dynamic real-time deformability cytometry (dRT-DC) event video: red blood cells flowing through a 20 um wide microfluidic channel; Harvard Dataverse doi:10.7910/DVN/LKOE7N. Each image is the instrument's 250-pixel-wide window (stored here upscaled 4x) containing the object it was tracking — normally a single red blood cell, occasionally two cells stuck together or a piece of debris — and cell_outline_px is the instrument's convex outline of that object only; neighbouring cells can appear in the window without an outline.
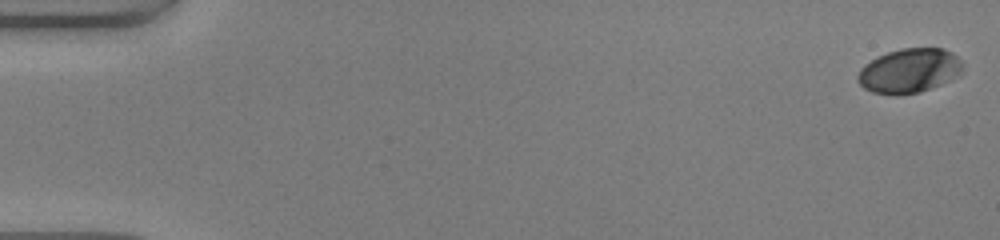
{"species": "human", "species_latin": "Homo sapiens", "temperature_condition": "warm", "stored_images_in_passage": 51, "camera_frame_rate_fps": 3000, "um_per_image_px": 0.085, "donor": {"sex": "male"}, "frame": {"image": 1, "passage_image": 1, "time_ms": 0.0, "image_size_px": [1000, 240], "cell_outline_px": [[964, 72], [960, 76], [920, 92], [900, 96], [896, 96], [872, 92], [864, 88], [856, 80], [856, 76], [860, 68], [864, 64], [876, 56], [900, 48], [944, 48], [952, 52], [960, 60]], "centroid_in_image_um": [77.27, 6.02], "position_along_channel_um": 7.7, "area_um2": 27.63}}
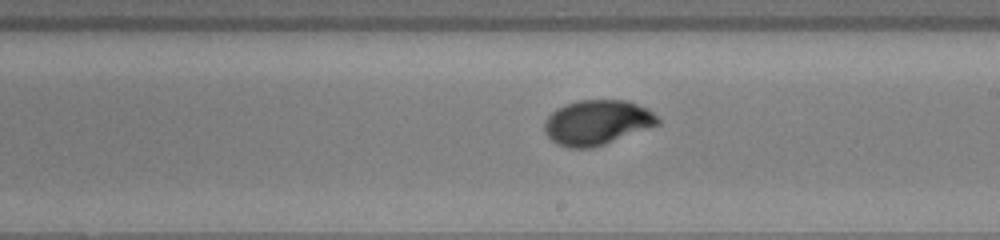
{"frame": {"image": 2, "passage_image": 30, "time_ms": 9.667, "image_size_px": [1000, 240], "cell_outline_px": [[660, 124], [604, 144], [588, 148], [568, 148], [556, 144], [544, 132], [544, 124], [548, 116], [556, 108], [564, 104], [580, 100], [624, 100], [648, 108], [660, 120]], "centroid_in_image_um": [50.73, 10.4], "position_along_channel_um": 238.3, "area_um2": 29.54}}
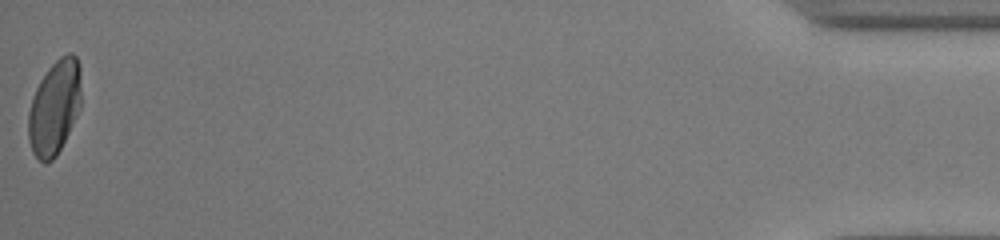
{"frame": {"image": 3, "passage_image": 51, "time_ms": 16.667, "image_size_px": [1000, 240], "cell_outline_px": [[80, 108], [56, 156], [52, 160], [44, 164], [32, 152], [28, 140], [28, 112], [36, 88], [40, 80], [48, 68], [60, 56], [68, 52], [72, 52], [76, 56], [80, 64]], "centroid_in_image_um": [4.62, 9.1], "position_along_channel_um": 430.6, "area_um2": 28.96}, "authors_computed_cell_mechanics": {"area_um2": 28.1486, "velocity_mm_per_s": 4.1193, "shape_relaxation_time_tau1_ms": 3.4835, "shape_relaxation_time_tau2_ms": null, "deformation_change_tau1": 0.1771, "deformation_change_tau2": null}}